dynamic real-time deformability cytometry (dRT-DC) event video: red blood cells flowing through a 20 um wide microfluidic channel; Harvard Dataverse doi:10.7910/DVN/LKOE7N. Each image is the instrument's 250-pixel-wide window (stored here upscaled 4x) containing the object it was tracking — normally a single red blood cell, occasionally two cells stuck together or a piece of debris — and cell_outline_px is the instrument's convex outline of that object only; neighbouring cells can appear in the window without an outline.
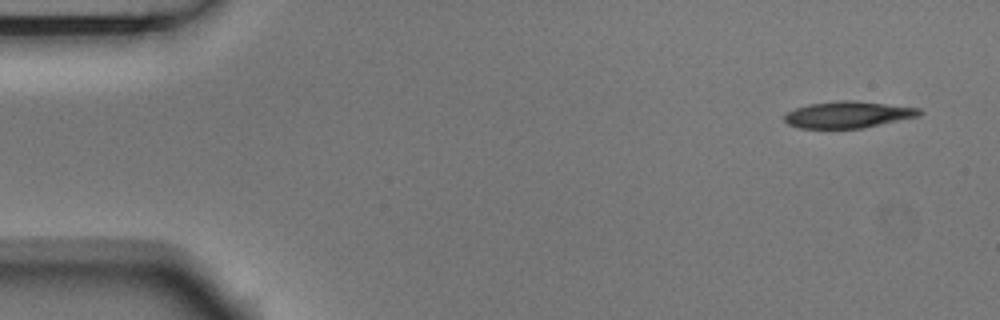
{"species": "Egyptian fruit bat (a non-hibernating species)", "species_latin": "Rousettus aegyptiacus", "temperature_condition": "room temperature", "stored_images_in_passage": 6, "segment_of_instrument_passage": [2, 2], "camera_frame_rate_fps": 3000, "um_per_image_px": 0.085, "animal": {"sex": "male"}, "frame": {"image": 1, "passage_image": 6, "time_ms": 1.667, "image_size_px": [1000, 320], "cell_outline_px": [[924, 112], [920, 116], [864, 128], [800, 128], [788, 124], [784, 120], [784, 116], [788, 112], [796, 108], [808, 104], [840, 100], [856, 100], [920, 108]], "centroid_in_image_um": [72.13, 9.74], "position_along_channel_um": 12.9, "area_um2": 21.04}}